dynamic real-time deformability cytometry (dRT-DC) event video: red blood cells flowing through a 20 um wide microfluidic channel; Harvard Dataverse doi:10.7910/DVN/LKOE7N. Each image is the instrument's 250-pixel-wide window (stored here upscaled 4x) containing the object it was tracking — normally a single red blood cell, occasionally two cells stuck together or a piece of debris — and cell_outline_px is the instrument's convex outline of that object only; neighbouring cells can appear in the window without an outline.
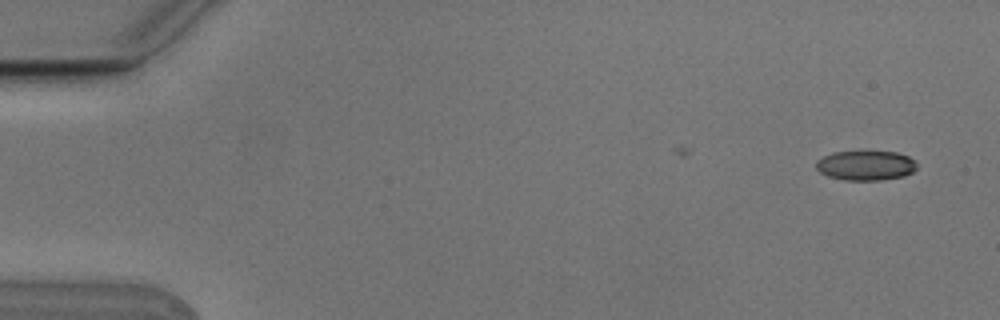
{"species": "Egyptian fruit bat (a non-hibernating species)", "species_latin": "Rousettus aegyptiacus", "temperature_condition": "cold", "stored_images_in_passage": 2, "camera_frame_rate_fps": 3000, "um_per_image_px": 0.085, "animal": {"sex": "male"}, "frame": {"image": 1, "passage_image": 2, "time_ms": 0.333, "image_size_px": [1000, 320], "cell_outline_px": [[916, 168], [912, 172], [904, 176], [880, 180], [844, 180], [828, 176], [820, 172], [816, 168], [816, 160], [832, 152], [896, 152], [908, 156], [916, 160]], "centroid_in_image_um": [73.59, 14.07], "position_along_channel_um": 11.4, "area_um2": 17.4}}